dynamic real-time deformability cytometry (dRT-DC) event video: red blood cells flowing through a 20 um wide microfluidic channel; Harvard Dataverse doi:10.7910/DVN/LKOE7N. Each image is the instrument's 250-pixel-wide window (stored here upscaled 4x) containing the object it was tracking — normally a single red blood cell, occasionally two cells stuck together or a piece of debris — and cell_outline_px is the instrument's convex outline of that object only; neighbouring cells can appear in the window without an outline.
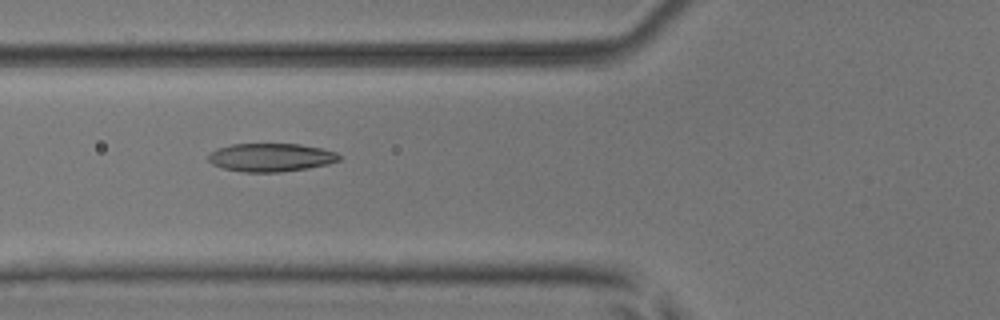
{"species": "common noctule bat (a hibernating species)", "species_latin": "Nyctalus noctula", "temperature_condition": "room temperature", "stored_images_in_passage": 55, "camera_frame_rate_fps": 3000, "um_per_image_px": 0.085, "animal": {"sex": "male", "body_mass_g": 17.9, "forearm_length_mm": 54.2}, "frame": {"image": 1, "passage_image": 21, "time_ms": 6.667, "image_size_px": [1000, 320], "cell_outline_px": [[344, 156], [340, 160], [328, 164], [308, 168], [280, 172], [244, 172], [224, 168], [212, 164], [208, 160], [208, 152], [216, 148], [232, 144], [300, 144], [320, 148], [336, 152]], "centroid_in_image_um": [23.03, 13.38], "position_along_channel_um": 102.8, "area_um2": 21.73}}
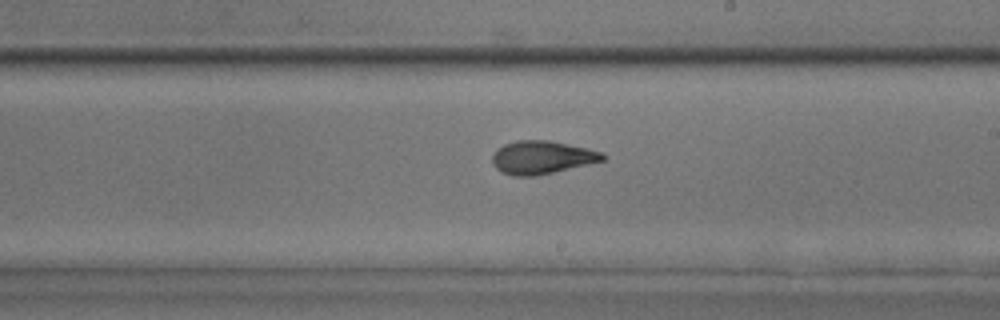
{"frame": {"image": 2, "passage_image": 32, "time_ms": 10.333, "image_size_px": [1000, 320], "cell_outline_px": [[604, 160], [588, 164], [536, 176], [512, 176], [500, 172], [492, 164], [492, 156], [496, 148], [504, 144], [516, 140], [548, 140], [588, 148], [600, 152], [604, 156]], "centroid_in_image_um": [45.99, 13.38], "position_along_channel_um": 243.0, "area_um2": 21.33}}
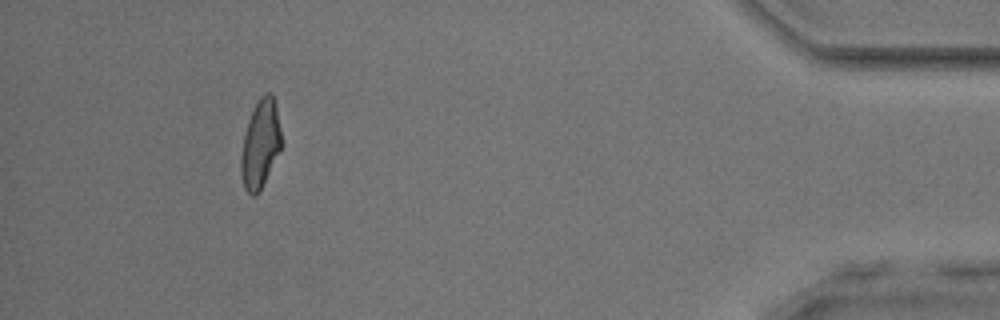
{"frame": {"image": 3, "passage_image": 50, "time_ms": 16.333, "image_size_px": [1000, 320], "cell_outline_px": [[280, 152], [256, 196], [252, 196], [244, 188], [240, 172], [240, 156], [244, 136], [248, 120], [260, 96], [264, 92], [272, 92], [276, 108], [280, 128]], "centroid_in_image_um": [22.11, 12.25], "position_along_channel_um": 413.1, "area_um2": 20.52}, "authors_computed_cell_mechanics": {"area_um2": 21.3282, "velocity_mm_per_s": 3.8311, "shape_relaxation_time_tau1_ms": 4.166, "shape_relaxation_time_tau2_ms": 1.6658, "deformation_change_tau1": 0.1717, "deformation_change_tau2": 0.0851}}